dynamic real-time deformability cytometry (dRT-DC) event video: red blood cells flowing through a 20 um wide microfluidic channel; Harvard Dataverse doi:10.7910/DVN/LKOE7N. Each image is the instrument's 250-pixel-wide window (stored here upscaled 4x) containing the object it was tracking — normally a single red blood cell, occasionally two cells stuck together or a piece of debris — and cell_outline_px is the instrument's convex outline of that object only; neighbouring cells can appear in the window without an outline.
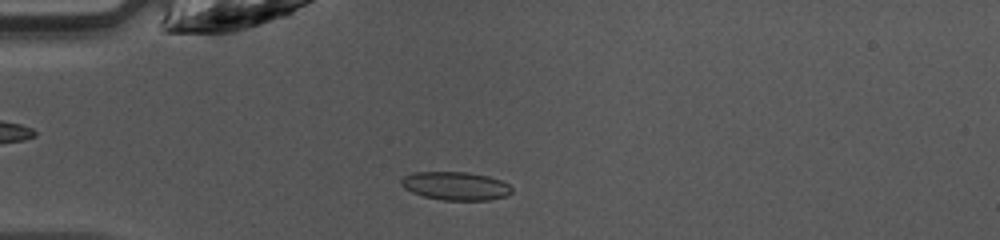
{"species": "common noctule bat (a hibernating species)", "species_latin": "Nyctalus noctula", "temperature_condition": "warm", "stored_images_in_passage": 45, "camera_frame_rate_fps": 3000, "um_per_image_px": 0.085, "animal": {"sex": "female", "body_mass_g": 10.0, "forearm_length_mm": 53.1}, "frame": {"image": 1, "passage_image": 11, "time_ms": 3.333, "image_size_px": [1000, 240], "cell_outline_px": [[512, 192], [508, 196], [488, 200], [440, 200], [424, 196], [412, 192], [404, 188], [400, 184], [400, 180], [404, 176], [412, 172], [468, 172], [488, 176], [500, 180], [508, 184], [512, 188]], "centroid_in_image_um": [38.72, 15.8], "position_along_channel_um": 46.3, "area_um2": 18.38}}
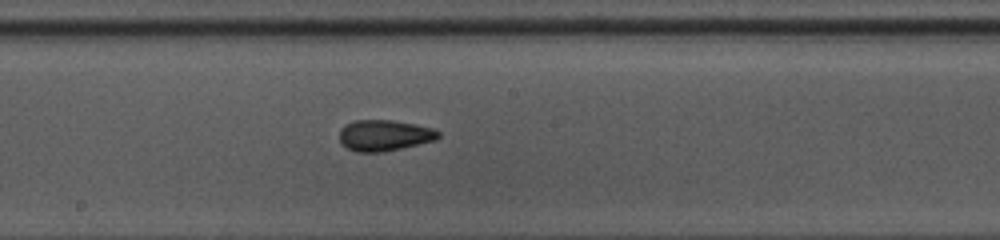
{"frame": {"image": 2, "passage_image": 24, "time_ms": 7.667, "image_size_px": [1000, 240], "cell_outline_px": [[440, 136], [436, 140], [384, 152], [356, 152], [340, 144], [340, 128], [344, 124], [356, 120], [392, 120], [436, 128], [440, 132]], "centroid_in_image_um": [32.67, 11.5], "position_along_channel_um": 215.5, "area_um2": 18.09}}
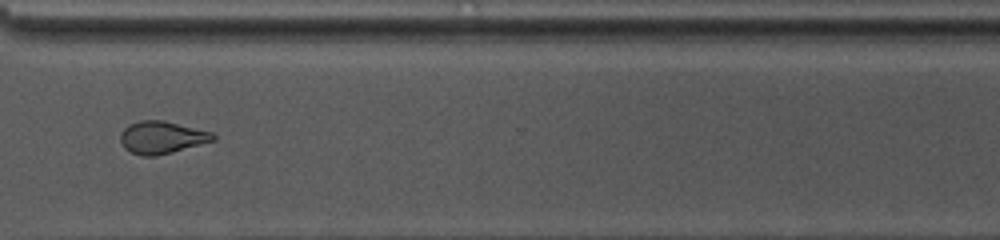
{"frame": {"image": 3, "passage_image": 34, "time_ms": 11.0, "image_size_px": [1000, 240], "cell_outline_px": [[216, 140], [172, 152], [156, 156], [140, 156], [124, 148], [120, 140], [120, 132], [128, 124], [140, 120], [164, 120], [212, 132], [216, 136]], "centroid_in_image_um": [13.74, 11.67], "position_along_channel_um": 356.9, "area_um2": 17.63}, "authors_computed_cell_mechanics": {"area_um2": 17.918, "velocity_mm_per_s": 4.2552, "shape_relaxation_time_tau1_ms": 9.5326, "shape_relaxation_time_tau2_ms": 1.791, "deformation_change_tau1": 0.168, "deformation_change_tau2": 0.0649}}